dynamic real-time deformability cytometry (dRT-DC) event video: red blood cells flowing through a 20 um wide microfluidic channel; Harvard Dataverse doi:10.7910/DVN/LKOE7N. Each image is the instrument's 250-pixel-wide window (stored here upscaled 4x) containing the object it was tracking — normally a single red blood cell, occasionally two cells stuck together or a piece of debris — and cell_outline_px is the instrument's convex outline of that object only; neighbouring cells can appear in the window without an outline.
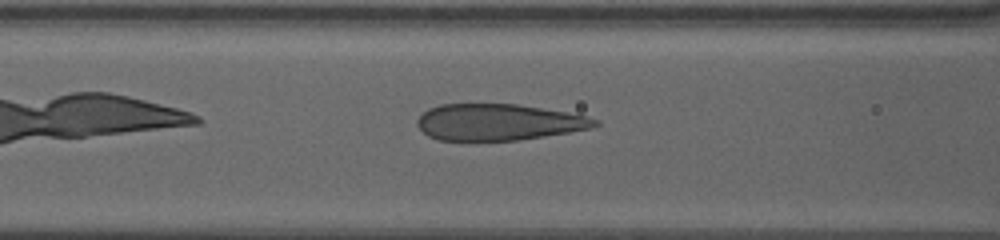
{"species": "human", "species_latin": "Homo sapiens", "temperature_condition": "warm", "stored_images_in_passage": 38, "camera_frame_rate_fps": 3000, "um_per_image_px": 0.085, "donor": {"sex": "female"}, "frame": {"image": 1, "passage_image": 6, "time_ms": 2.0, "image_size_px": [1000, 240], "cell_outline_px": [[600, 124], [592, 128], [520, 140], [440, 140], [428, 136], [416, 124], [416, 120], [428, 108], [440, 104], [516, 104], [564, 112], [584, 116], [600, 120]], "centroid_in_image_um": [42.34, 10.38], "position_along_channel_um": 124.3, "area_um2": 37.4}}
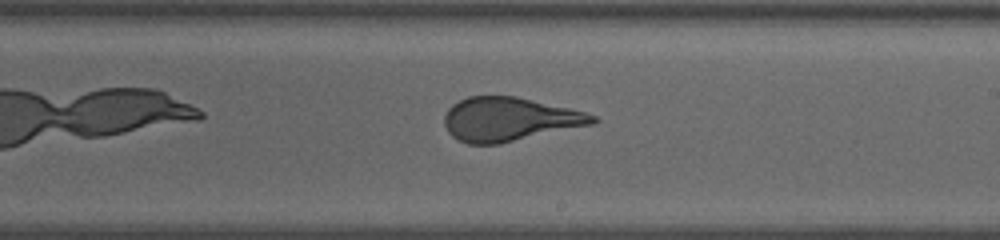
{"frame": {"image": 2, "passage_image": 19, "time_ms": 5.667, "image_size_px": [1000, 240], "cell_outline_px": [[600, 120], [596, 124], [500, 144], [468, 144], [452, 136], [448, 132], [444, 124], [444, 116], [448, 108], [452, 104], [468, 96], [516, 96], [568, 108], [584, 112], [596, 116]], "centroid_in_image_um": [43.31, 10.15], "position_along_channel_um": 245.7, "area_um2": 38.03}}
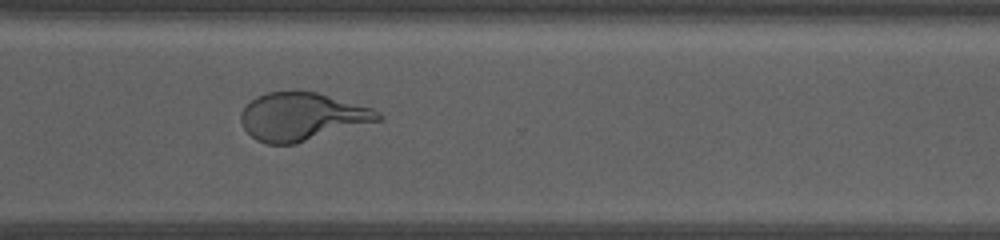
{"frame": {"image": 3, "passage_image": 27, "time_ms": 8.667, "image_size_px": [1000, 240], "cell_outline_px": [[384, 116], [380, 120], [296, 144], [268, 144], [256, 140], [244, 128], [240, 120], [240, 112], [256, 96], [268, 92], [316, 92], [372, 108], [380, 112]], "centroid_in_image_um": [25.66, 9.92], "position_along_channel_um": 344.9, "area_um2": 37.97}}